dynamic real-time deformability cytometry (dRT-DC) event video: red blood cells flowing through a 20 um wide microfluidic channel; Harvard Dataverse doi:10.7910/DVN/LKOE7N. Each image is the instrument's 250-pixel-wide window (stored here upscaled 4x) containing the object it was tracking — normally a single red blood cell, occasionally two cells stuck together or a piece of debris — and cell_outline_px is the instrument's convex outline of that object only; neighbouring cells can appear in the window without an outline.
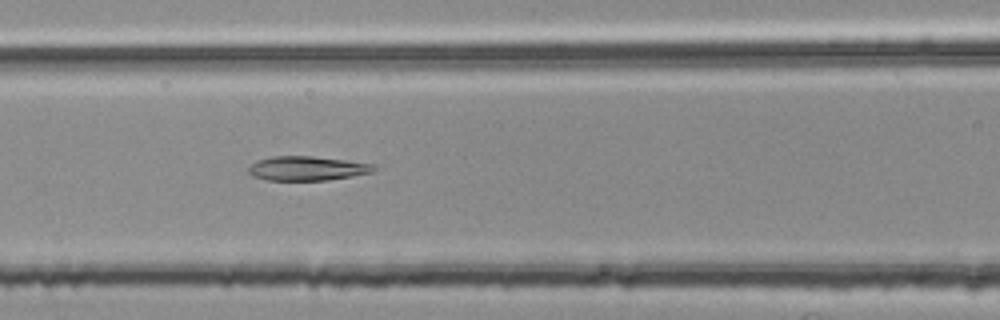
{"species": "common noctule bat (a hibernating species)", "species_latin": "Nyctalus noctula", "temperature_condition": "room temperature", "stored_images_in_passage": 42, "camera_frame_rate_fps": 3000, "um_per_image_px": 0.085, "animal": {"sex": "female", "body_mass_g": 25.1}, "frame": {"image": 1, "passage_image": 12, "time_ms": 3.667, "image_size_px": [1000, 320], "cell_outline_px": [[380, 168], [372, 172], [328, 180], [268, 180], [252, 176], [248, 172], [248, 168], [252, 164], [260, 160], [272, 156], [312, 156], [376, 164]], "centroid_in_image_um": [26.15, 14.31], "position_along_channel_um": 140.5, "area_um2": 17.69}}
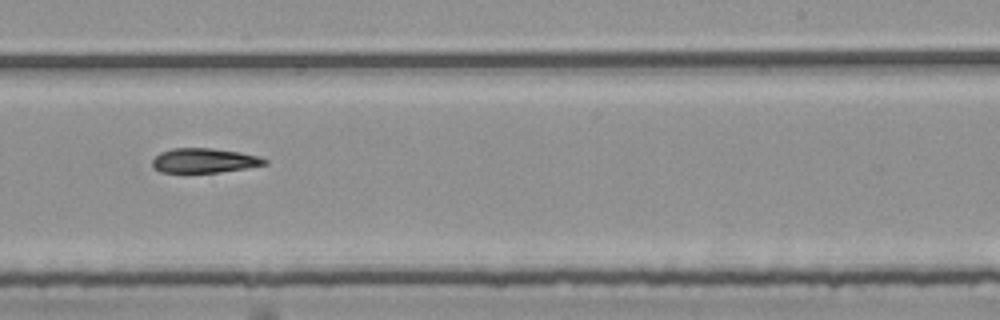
{"frame": {"image": 2, "passage_image": 21, "time_ms": 6.667, "image_size_px": [1000, 320], "cell_outline_px": [[268, 164], [220, 172], [160, 172], [152, 168], [152, 160], [160, 152], [172, 148], [212, 148], [240, 152], [260, 156], [268, 160]], "centroid_in_image_um": [17.35, 13.64], "position_along_channel_um": 271.6, "area_um2": 16.13}}
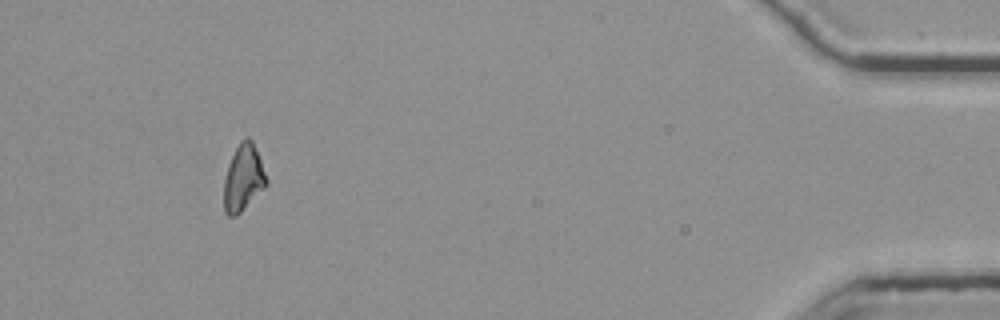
{"frame": {"image": 3, "passage_image": 38, "time_ms": 12.333, "image_size_px": [1000, 320], "cell_outline_px": [[268, 184], [236, 216], [228, 216], [224, 212], [224, 180], [228, 164], [240, 140], [248, 136], [252, 140], [268, 180]], "centroid_in_image_um": [20.67, 15.12], "position_along_channel_um": 414.5, "area_um2": 16.3}, "authors_computed_cell_mechanics": {"area_um2": 17.1377, "velocity_mm_per_s": 3.7873, "shape_relaxation_time_tau1_ms": 4.0793, "shape_relaxation_time_tau2_ms": 3.6553, "deformation_change_tau1": 0.1301, "deformation_change_tau2": 0.0923}}